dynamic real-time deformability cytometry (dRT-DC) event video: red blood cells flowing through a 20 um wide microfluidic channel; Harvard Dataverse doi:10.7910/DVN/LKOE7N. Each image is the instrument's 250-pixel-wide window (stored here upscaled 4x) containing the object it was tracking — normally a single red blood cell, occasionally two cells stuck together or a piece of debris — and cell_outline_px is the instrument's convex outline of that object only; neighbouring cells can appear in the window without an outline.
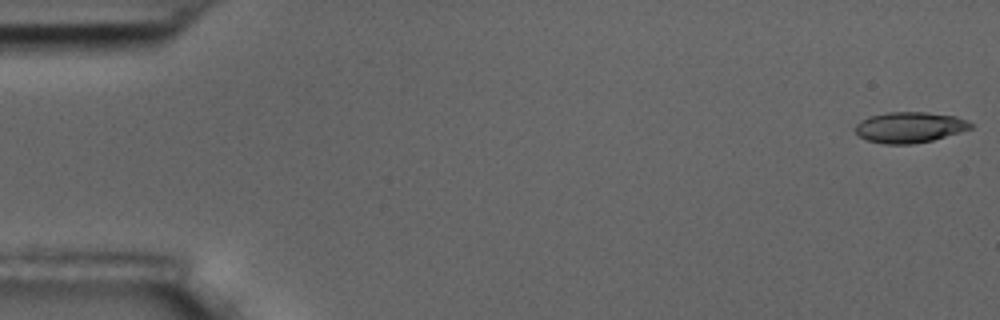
{"species": "common noctule bat (a hibernating species)", "species_latin": "Nyctalus noctula", "temperature_condition": "room temperature", "stored_images_in_passage": 56, "camera_frame_rate_fps": 3000, "um_per_image_px": 0.085, "animal": {"sex": "male", "body_mass_g": 17.5, "forearm_length_mm": 52.3}, "frame": {"image": 1, "passage_image": 1, "time_ms": 0.0, "image_size_px": [1000, 320], "cell_outline_px": [[972, 128], [960, 132], [932, 140], [912, 144], [884, 144], [868, 140], [860, 136], [852, 128], [860, 120], [868, 116], [888, 112], [928, 112], [956, 116], [968, 120], [972, 124]], "centroid_in_image_um": [77.3, 10.81], "position_along_channel_um": 7.7, "area_um2": 20.81}}
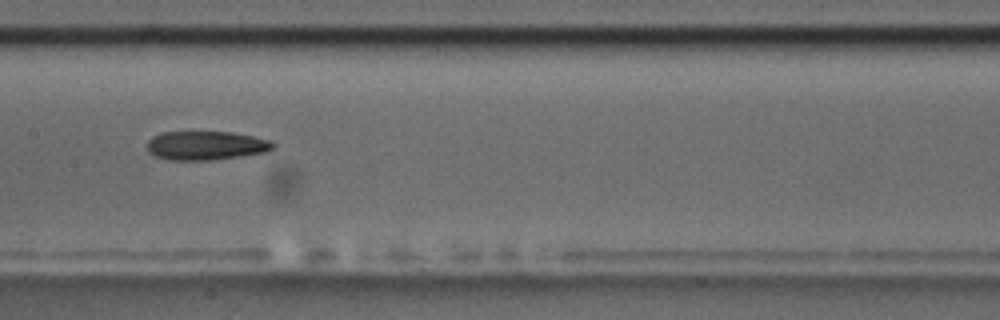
{"frame": {"image": 2, "passage_image": 28, "time_ms": 9.0, "image_size_px": [1000, 320], "cell_outline_px": [[276, 144], [268, 152], [212, 160], [168, 160], [156, 156], [148, 152], [148, 140], [152, 136], [160, 132], [232, 132], [272, 140]], "centroid_in_image_um": [17.51, 12.37], "position_along_channel_um": 189.9, "area_um2": 21.33}}
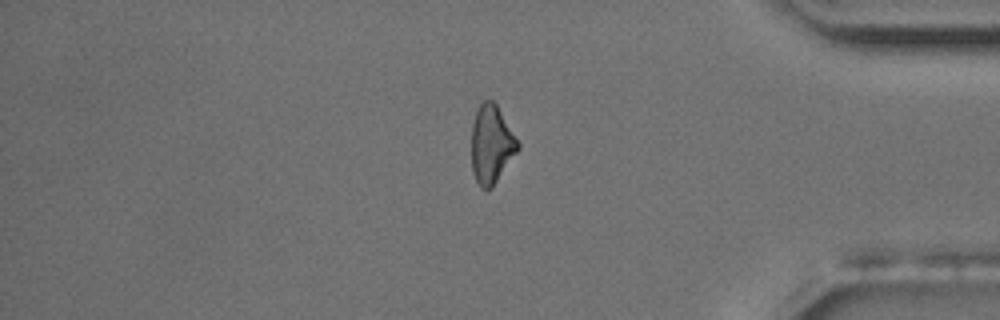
{"frame": {"image": 3, "passage_image": 47, "time_ms": 15.333, "image_size_px": [1000, 320], "cell_outline_px": [[520, 148], [492, 188], [480, 188], [472, 172], [472, 124], [476, 112], [480, 104], [484, 100], [492, 100], [496, 104], [520, 144]], "centroid_in_image_um": [41.77, 12.29], "position_along_channel_um": 393.4, "area_um2": 20.98}}